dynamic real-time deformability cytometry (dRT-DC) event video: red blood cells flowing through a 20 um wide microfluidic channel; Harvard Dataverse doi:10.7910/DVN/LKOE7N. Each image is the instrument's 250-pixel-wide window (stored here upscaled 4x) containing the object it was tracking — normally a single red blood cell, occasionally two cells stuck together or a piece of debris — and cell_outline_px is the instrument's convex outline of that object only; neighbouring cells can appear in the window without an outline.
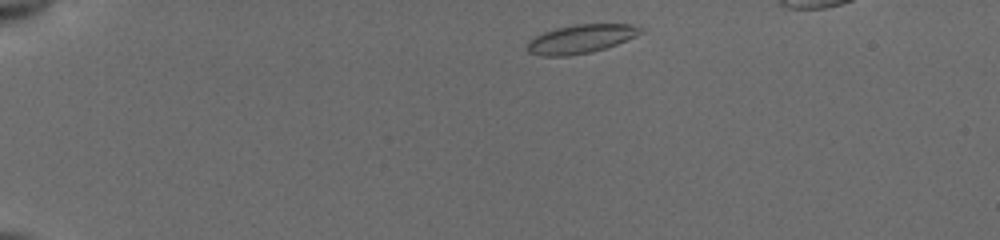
{"species": "common noctule bat (a hibernating species)", "species_latin": "Nyctalus noctula", "temperature_condition": "cold", "stored_images_in_passage": 8, "camera_frame_rate_fps": 3000, "um_per_image_px": 0.085, "animal": {"sex": "female", "body_mass_g": 19.5, "forearm_length_mm": 54.1}, "frame": {"image": 1, "passage_image": 2, "time_ms": 0.333, "image_size_px": [1000, 240], "cell_outline_px": [[644, 32], [636, 36], [616, 44], [592, 52], [568, 56], [540, 56], [528, 52], [524, 48], [524, 44], [528, 40], [544, 32], [556, 28], [576, 24], [632, 24], [644, 28]], "centroid_in_image_um": [49.33, 3.31], "position_along_channel_um": 35.7, "area_um2": 19.19}}